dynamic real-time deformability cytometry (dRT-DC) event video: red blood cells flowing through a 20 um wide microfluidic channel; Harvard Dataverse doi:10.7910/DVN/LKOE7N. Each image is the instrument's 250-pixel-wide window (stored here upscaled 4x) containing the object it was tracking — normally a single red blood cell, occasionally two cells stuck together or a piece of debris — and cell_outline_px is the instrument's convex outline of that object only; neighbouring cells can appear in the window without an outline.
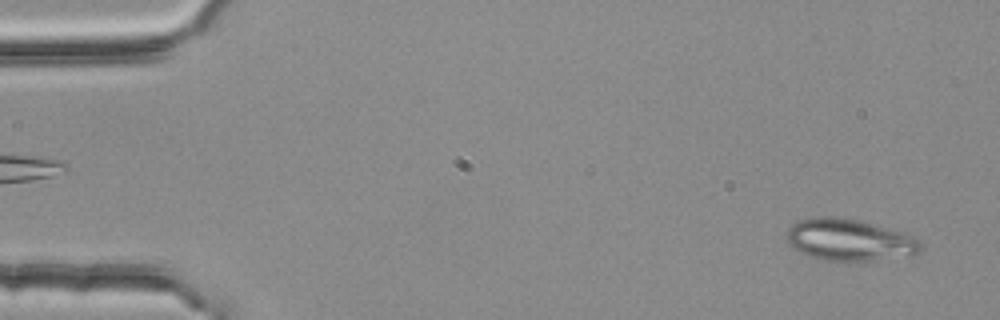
{"species": "common noctule bat (a hibernating species)", "species_latin": "Nyctalus noctula", "temperature_condition": "room temperature", "stored_images_in_passage": 52, "camera_frame_rate_fps": 3000, "um_per_image_px": 0.085, "animal": {"sex": "female", "body_mass_g": 25.1}, "frame": {"image": 1, "passage_image": 2, "time_ms": 0.333, "image_size_px": [1000, 320], "cell_outline_px": [[920, 252], [916, 256], [872, 260], [824, 260], [808, 256], [800, 252], [784, 236], [788, 228], [796, 220], [820, 216], [832, 216], [856, 220], [904, 232], [912, 236], [920, 244]], "centroid_in_image_um": [72.19, 20.39], "position_along_channel_um": 12.8, "area_um2": 32.48}}
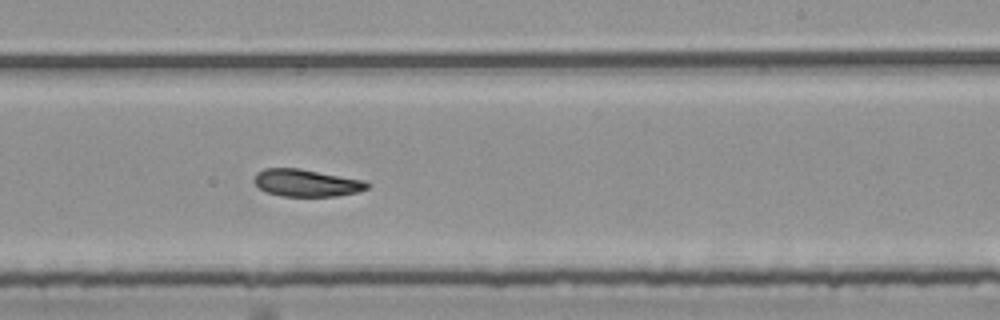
{"frame": {"image": 2, "passage_image": 32, "time_ms": 10.333, "image_size_px": [1000, 320], "cell_outline_px": [[372, 184], [368, 188], [356, 192], [336, 196], [280, 196], [264, 192], [256, 184], [256, 172], [264, 168], [300, 168], [364, 180]], "centroid_in_image_um": [26.06, 15.54], "position_along_channel_um": 262.9, "area_um2": 17.98}}
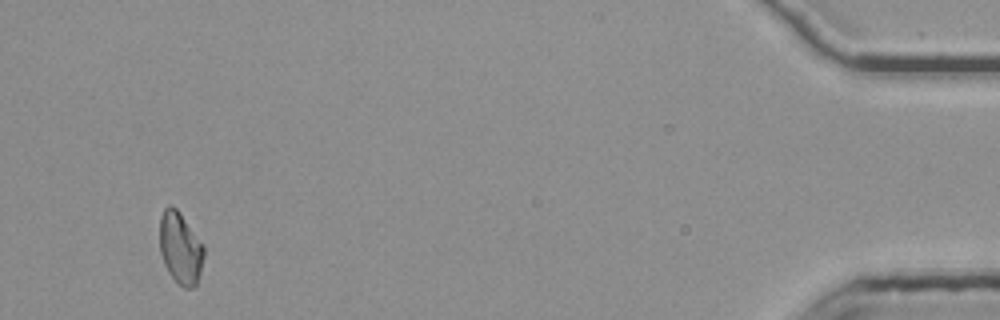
{"frame": {"image": 3, "passage_image": 51, "time_ms": 16.667, "image_size_px": [1000, 320], "cell_outline_px": [[204, 256], [200, 272], [196, 284], [192, 288], [184, 288], [168, 272], [164, 264], [160, 252], [160, 216], [164, 208], [168, 204], [172, 204], [176, 208], [204, 248]], "centroid_in_image_um": [15.3, 21.08], "position_along_channel_um": 419.9, "area_um2": 18.09}}